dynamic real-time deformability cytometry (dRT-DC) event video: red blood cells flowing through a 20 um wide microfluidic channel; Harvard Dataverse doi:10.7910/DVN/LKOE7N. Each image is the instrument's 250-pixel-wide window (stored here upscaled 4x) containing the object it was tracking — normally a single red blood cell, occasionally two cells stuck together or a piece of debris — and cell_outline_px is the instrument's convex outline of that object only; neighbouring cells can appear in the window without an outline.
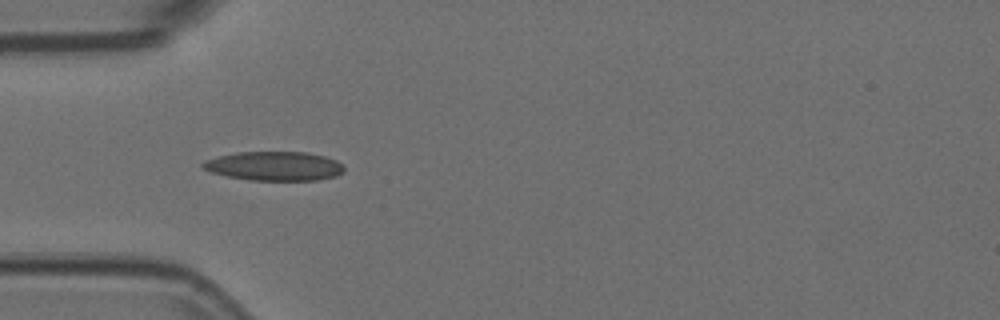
{"species": "Egyptian fruit bat (a non-hibernating species)", "species_latin": "Rousettus aegyptiacus", "temperature_condition": "room temperature", "stored_images_in_passage": 2, "camera_frame_rate_fps": 3000, "um_per_image_px": 0.085, "animal": {"sex": "female"}, "frame": {"image": 1, "passage_image": 1, "time_ms": 0.0, "image_size_px": [1000, 320], "cell_outline_px": [[344, 172], [336, 176], [316, 180], [252, 180], [228, 176], [212, 172], [200, 168], [200, 164], [204, 160], [236, 152], [308, 152], [324, 156], [336, 160], [344, 168]], "centroid_in_image_um": [23.3, 14.11], "position_along_channel_um": 61.7, "area_um2": 23.93}}
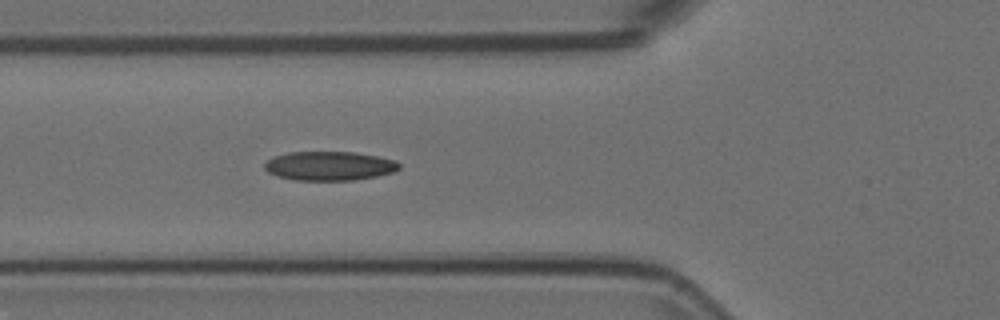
{"frame": {"image": 2, "passage_image": 2, "time_ms": 0.333, "image_size_px": [1000, 320], "cell_outline_px": [[400, 168], [392, 172], [376, 176], [352, 180], [296, 180], [276, 176], [268, 172], [264, 168], [264, 164], [268, 160], [276, 156], [288, 152], [356, 152], [396, 160], [400, 164]], "centroid_in_image_um": [27.99, 14.1], "position_along_channel_um": 97.8, "area_um2": 22.72}}